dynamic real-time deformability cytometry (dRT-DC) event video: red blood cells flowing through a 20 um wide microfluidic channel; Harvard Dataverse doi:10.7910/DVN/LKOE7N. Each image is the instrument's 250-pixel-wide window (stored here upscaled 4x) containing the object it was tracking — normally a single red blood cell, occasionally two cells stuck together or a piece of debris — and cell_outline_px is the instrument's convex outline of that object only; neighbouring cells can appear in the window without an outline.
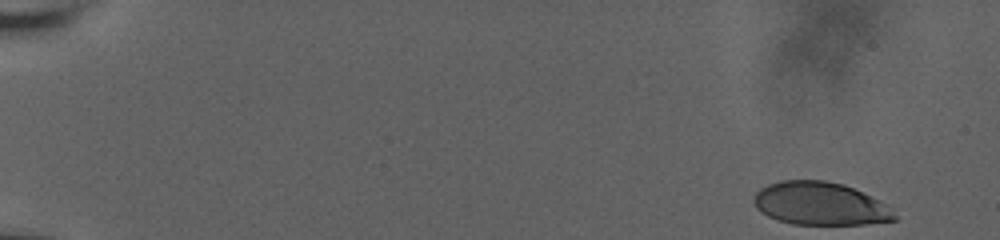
{"species": "human", "species_latin": "Homo sapiens", "temperature_condition": "room temperature", "stored_images_in_passage": 9, "camera_frame_rate_fps": 3000, "um_per_image_px": 0.085, "donor": {"sex": "male"}, "frame": {"image": 1, "passage_image": 1, "time_ms": 0.0, "image_size_px": [1000, 240], "cell_outline_px": [[900, 220], [864, 224], [792, 224], [768, 216], [760, 212], [756, 208], [752, 200], [756, 192], [760, 188], [768, 184], [780, 180], [824, 180], [844, 184], [884, 204]], "centroid_in_image_um": [69.65, 17.31], "position_along_channel_um": 15.4, "area_um2": 34.97}}
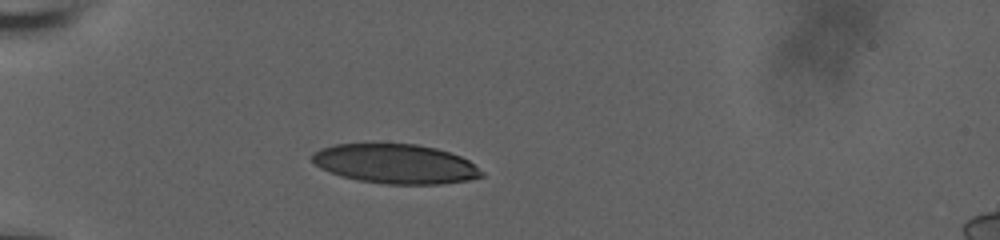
{"frame": {"image": 2, "passage_image": 7, "time_ms": 2.0, "image_size_px": [1000, 240], "cell_outline_px": [[484, 176], [472, 180], [440, 184], [384, 184], [360, 180], [340, 176], [320, 168], [312, 160], [312, 156], [320, 148], [336, 144], [416, 144], [436, 148], [460, 156], [468, 160], [484, 172]], "centroid_in_image_um": [33.65, 13.93], "position_along_channel_um": 51.4, "area_um2": 38.9}}
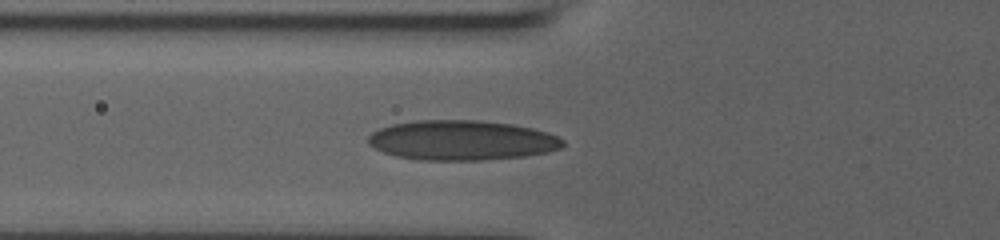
{"frame": {"image": 3, "passage_image": 9, "time_ms": 2.667, "image_size_px": [1000, 240], "cell_outline_px": [[564, 144], [560, 148], [548, 152], [524, 156], [484, 160], [420, 160], [396, 156], [384, 152], [368, 144], [368, 136], [372, 132], [380, 128], [392, 124], [416, 120], [480, 120], [512, 124], [532, 128], [548, 132], [564, 140]], "centroid_in_image_um": [39.25, 11.92], "position_along_channel_um": 86.5, "area_um2": 45.32}}